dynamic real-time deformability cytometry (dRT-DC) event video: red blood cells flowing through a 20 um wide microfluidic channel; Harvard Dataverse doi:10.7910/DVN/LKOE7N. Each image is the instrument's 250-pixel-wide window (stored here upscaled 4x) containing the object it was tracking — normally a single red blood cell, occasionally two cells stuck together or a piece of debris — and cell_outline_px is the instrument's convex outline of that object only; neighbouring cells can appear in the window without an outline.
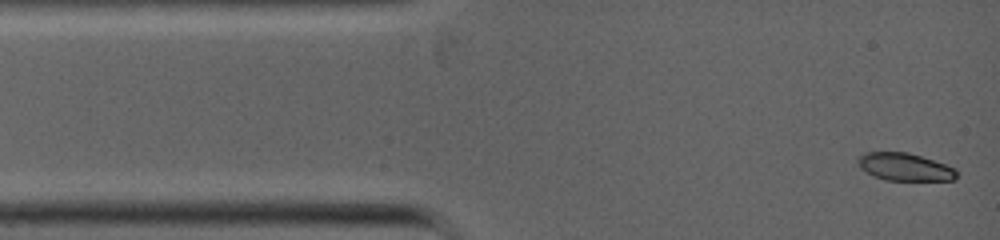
{"species": "common noctule bat (a hibernating species)", "species_latin": "Nyctalus noctula", "temperature_condition": "warm", "stored_images_in_passage": 24, "camera_frame_rate_fps": 5000, "um_per_image_px": 0.085, "animal": {"sex": "female", "body_mass_g": 19.0, "forearm_length_mm": 53.3}, "frame": {"image": 1, "passage_image": 1, "time_ms": 0.0, "image_size_px": [1000, 240], "cell_outline_px": [[956, 180], [888, 180], [872, 176], [860, 168], [856, 160], [864, 152], [908, 152], [956, 168]], "centroid_in_image_um": [76.87, 14.19], "position_along_channel_um": 8.1, "area_um2": 15.84}}
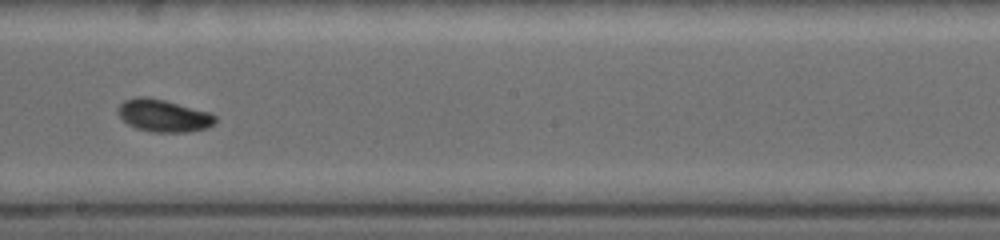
{"frame": {"image": 2, "passage_image": 14, "time_ms": 5.8, "image_size_px": [1000, 240], "cell_outline_px": [[216, 124], [208, 128], [188, 132], [152, 132], [136, 128], [128, 124], [116, 112], [116, 108], [124, 100], [136, 96], [148, 96], [212, 112], [216, 116]], "centroid_in_image_um": [13.92, 9.82], "position_along_channel_um": 234.3, "area_um2": 18.73}}
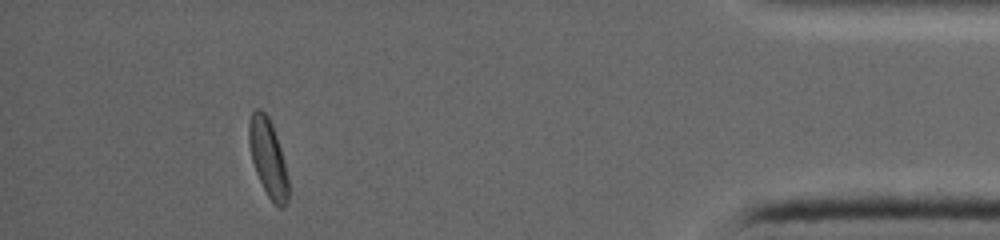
{"frame": {"image": 3, "passage_image": 23, "time_ms": 10.6, "image_size_px": [1000, 240], "cell_outline_px": [[288, 200], [284, 208], [280, 208], [272, 204], [256, 172], [252, 160], [248, 144], [248, 124], [252, 112], [256, 108], [260, 108], [268, 116], [272, 124], [284, 160], [288, 176]], "centroid_in_image_um": [22.78, 13.43], "position_along_channel_um": 412.4, "area_um2": 17.92}}